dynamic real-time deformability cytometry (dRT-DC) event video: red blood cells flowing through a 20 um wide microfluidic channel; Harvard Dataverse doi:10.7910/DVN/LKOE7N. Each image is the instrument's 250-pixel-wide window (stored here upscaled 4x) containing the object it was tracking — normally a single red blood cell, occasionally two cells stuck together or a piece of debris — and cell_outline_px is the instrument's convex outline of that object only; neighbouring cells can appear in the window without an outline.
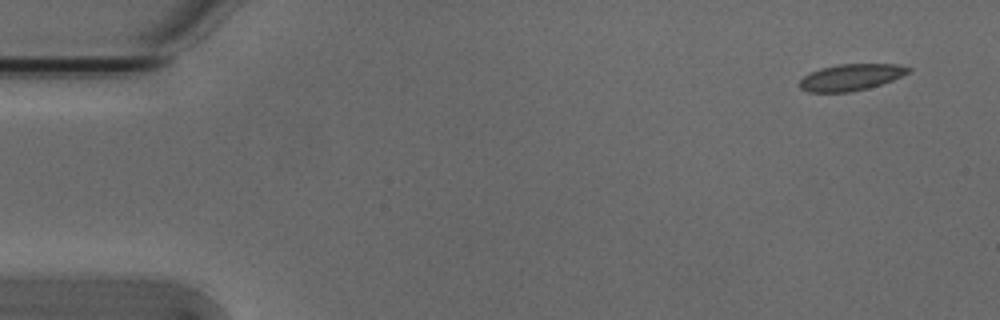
{"species": "Egyptian fruit bat (a non-hibernating species)", "species_latin": "Rousettus aegyptiacus", "temperature_condition": "cold", "stored_images_in_passage": 5, "camera_frame_rate_fps": 3000, "um_per_image_px": 0.085, "animal": {"sex": "male"}, "frame": {"image": 1, "passage_image": 1, "time_ms": 0.0, "image_size_px": [1000, 320], "cell_outline_px": [[912, 68], [908, 72], [892, 80], [868, 88], [848, 92], [808, 92], [800, 88], [800, 80], [804, 76], [820, 68], [840, 64], [896, 64]], "centroid_in_image_um": [72.31, 6.56], "position_along_channel_um": 12.7, "area_um2": 16.53}}
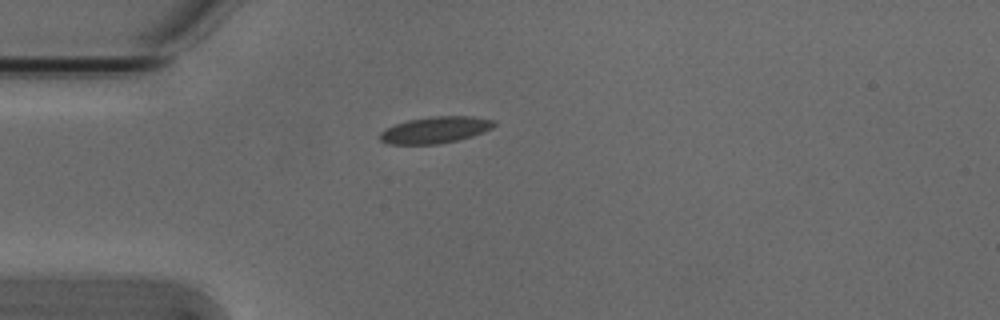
{"frame": {"image": 2, "passage_image": 4, "time_ms": 1.0, "image_size_px": [1000, 320], "cell_outline_px": [[496, 124], [492, 128], [484, 132], [472, 136], [440, 144], [388, 144], [380, 140], [380, 132], [396, 124], [408, 120], [432, 116], [472, 116], [496, 120]], "centroid_in_image_um": [37.04, 11.04], "position_along_channel_um": 48.0, "area_um2": 17.63}}